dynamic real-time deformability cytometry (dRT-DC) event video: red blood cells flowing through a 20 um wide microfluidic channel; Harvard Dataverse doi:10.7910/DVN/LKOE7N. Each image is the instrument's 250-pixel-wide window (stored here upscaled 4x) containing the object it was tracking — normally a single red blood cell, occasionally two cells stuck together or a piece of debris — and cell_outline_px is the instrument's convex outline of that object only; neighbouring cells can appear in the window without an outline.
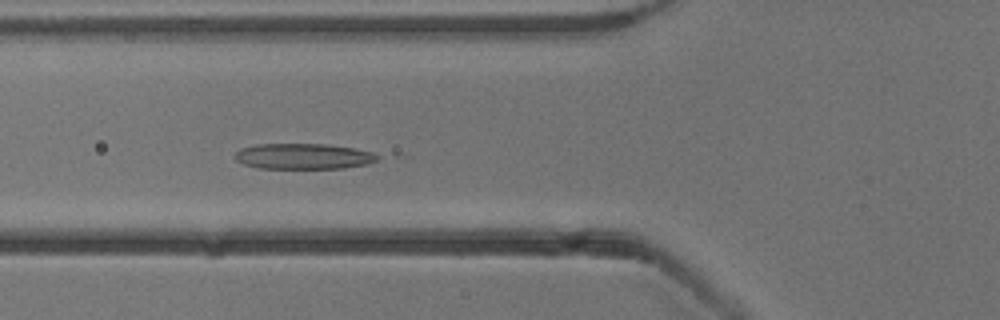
{"species": "common noctule bat (a hibernating species)", "species_latin": "Nyctalus noctula", "temperature_condition": "cold", "stored_images_in_passage": 55, "camera_frame_rate_fps": 3000, "um_per_image_px": 0.085, "animal": {"sex": "male", "body_mass_g": 13.3}, "frame": {"image": 1, "passage_image": 21, "time_ms": 6.667, "image_size_px": [1000, 320], "cell_outline_px": [[380, 156], [376, 160], [368, 164], [344, 168], [260, 168], [244, 164], [236, 160], [232, 156], [240, 148], [256, 144], [328, 144], [356, 148], [372, 152]], "centroid_in_image_um": [25.78, 13.28], "position_along_channel_um": 100.0, "area_um2": 21.44}}
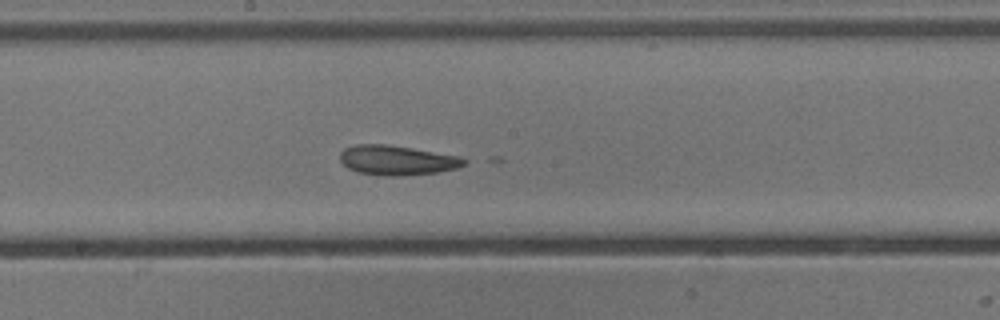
{"frame": {"image": 2, "passage_image": 30, "time_ms": 9.667, "image_size_px": [1000, 320], "cell_outline_px": [[468, 164], [456, 168], [436, 172], [400, 176], [384, 176], [356, 172], [348, 168], [340, 160], [340, 152], [344, 148], [356, 144], [384, 144], [412, 148], [460, 156], [468, 160]], "centroid_in_image_um": [33.75, 13.62], "position_along_channel_um": 214.5, "area_um2": 21.56}}
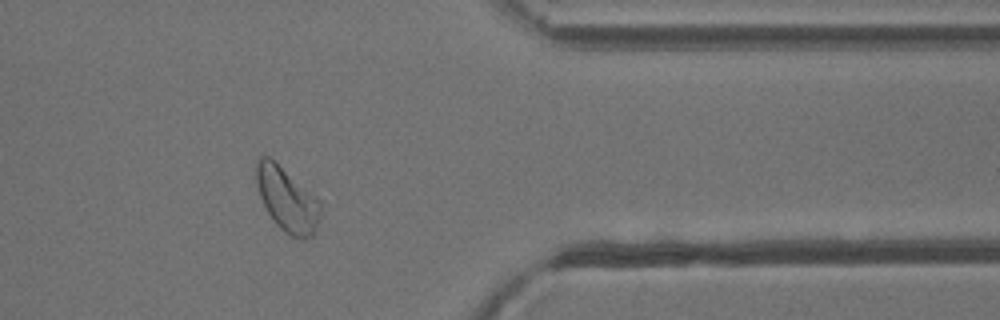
{"frame": {"image": 3, "passage_image": 45, "time_ms": 14.667, "image_size_px": [1000, 320], "cell_outline_px": [[320, 212], [316, 228], [312, 236], [304, 240], [300, 240], [292, 236], [280, 228], [276, 224], [268, 212], [260, 196], [256, 184], [256, 160], [260, 156], [268, 156], [312, 196], [320, 204]], "centroid_in_image_um": [24.35, 17.0], "position_along_channel_um": 387.0, "area_um2": 22.95}, "authors_computed_cell_mechanics": {"area_um2": 23.12, "velocity_mm_per_s": 3.8124, "shape_relaxation_time_tau1_ms": null, "shape_relaxation_time_tau2_ms": 3.1384, "deformation_change_tau1": null, "deformation_change_tau2": 0.0891}}